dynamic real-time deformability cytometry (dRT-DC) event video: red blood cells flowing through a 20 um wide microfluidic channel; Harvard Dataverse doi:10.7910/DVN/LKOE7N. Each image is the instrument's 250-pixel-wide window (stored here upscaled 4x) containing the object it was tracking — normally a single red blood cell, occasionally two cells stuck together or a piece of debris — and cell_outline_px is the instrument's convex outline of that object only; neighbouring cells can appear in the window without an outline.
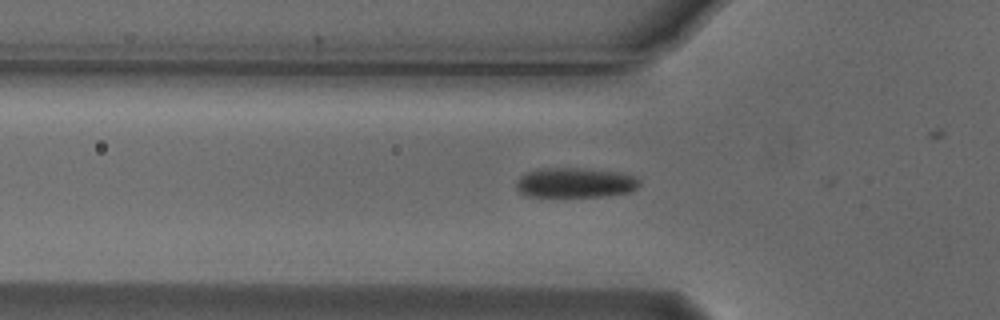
{"species": "Egyptian fruit bat (a non-hibernating species)", "species_latin": "Rousettus aegyptiacus", "temperature_condition": "cold", "stored_images_in_passage": 12, "camera_frame_rate_fps": 3000, "um_per_image_px": 0.085, "animal": {"sex": "male"}, "frame": {"image": 1, "passage_image": 4, "time_ms": 1.0, "image_size_px": [1000, 320], "cell_outline_px": [[640, 184], [636, 188], [628, 192], [604, 196], [524, 196], [516, 188], [516, 184], [520, 176], [536, 168], [580, 168], [620, 172], [636, 176], [640, 180]], "centroid_in_image_um": [48.89, 15.52], "position_along_channel_um": 76.9, "area_um2": 21.5}}
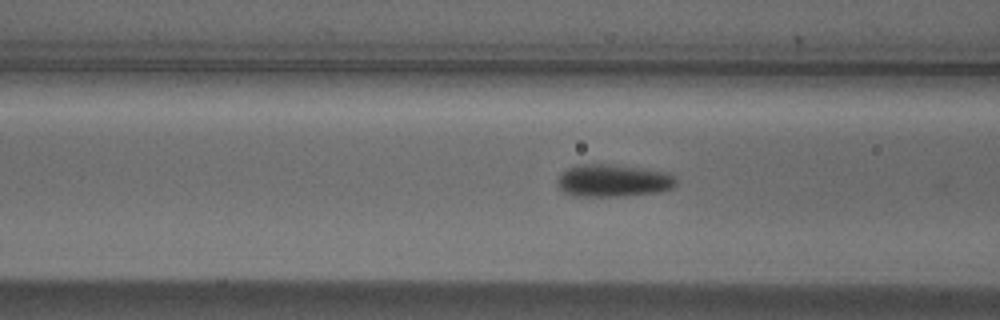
{"frame": {"image": 2, "passage_image": 7, "time_ms": 2.0, "image_size_px": [1000, 320], "cell_outline_px": [[676, 184], [672, 188], [660, 192], [624, 196], [572, 196], [564, 192], [556, 184], [556, 180], [568, 168], [580, 164], [604, 164], [640, 168], [672, 172], [676, 180]], "centroid_in_image_um": [52.15, 15.36], "position_along_channel_um": 114.5, "area_um2": 22.54}}
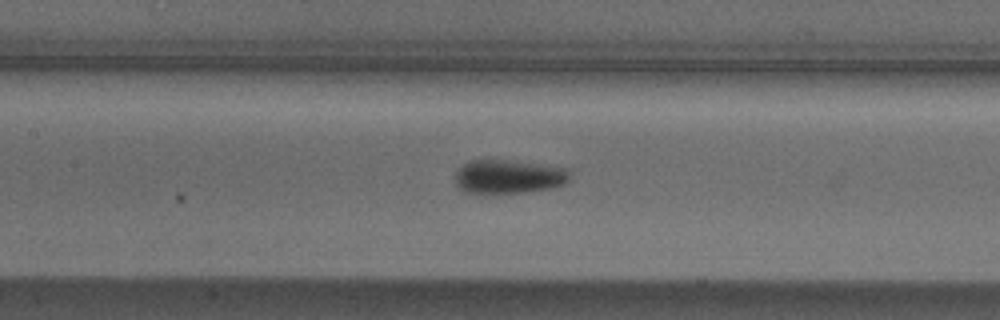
{"frame": {"image": 3, "passage_image": 11, "time_ms": 3.333, "image_size_px": [1000, 320], "cell_outline_px": [[568, 180], [564, 184], [552, 188], [524, 192], [464, 192], [456, 184], [456, 172], [468, 160], [504, 160], [536, 164], [564, 168], [568, 172]], "centroid_in_image_um": [43.2, 15.01], "position_along_channel_um": 164.2, "area_um2": 21.96}}